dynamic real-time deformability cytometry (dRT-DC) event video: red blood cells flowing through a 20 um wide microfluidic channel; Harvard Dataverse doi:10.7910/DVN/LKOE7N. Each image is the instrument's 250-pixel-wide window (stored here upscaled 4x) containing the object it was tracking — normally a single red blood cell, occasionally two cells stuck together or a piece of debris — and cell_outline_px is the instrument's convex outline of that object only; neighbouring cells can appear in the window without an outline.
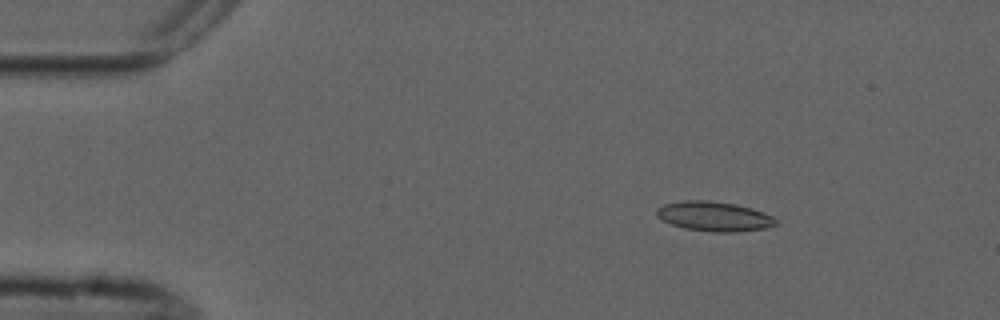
{"species": "common noctule bat (a hibernating species)", "species_latin": "Nyctalus noctula", "temperature_condition": "cold", "stored_images_in_passage": 5, "camera_frame_rate_fps": 3000, "um_per_image_px": 0.085, "animal": {"sex": "male", "forearm_length_mm": 52.5}, "frame": {"image": 1, "passage_image": 1, "time_ms": 0.0, "image_size_px": [1000, 320], "cell_outline_px": [[780, 224], [764, 228], [736, 232], [716, 232], [684, 228], [672, 224], [656, 216], [656, 208], [664, 204], [680, 200], [708, 200], [736, 204], [752, 208], [772, 216]], "centroid_in_image_um": [60.7, 18.38], "position_along_channel_um": 24.3, "area_um2": 20.63}}
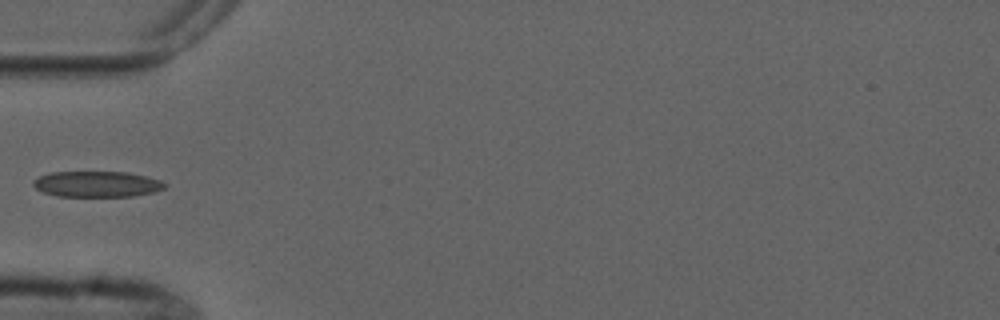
{"frame": {"image": 2, "passage_image": 4, "time_ms": 3.333, "image_size_px": [1000, 320], "cell_outline_px": [[168, 184], [164, 188], [152, 192], [132, 196], [56, 196], [44, 192], [36, 188], [32, 184], [32, 180], [40, 176], [52, 172], [128, 172], [160, 180]], "centroid_in_image_um": [8.22, 15.64], "position_along_channel_um": 76.8, "area_um2": 19.65}}
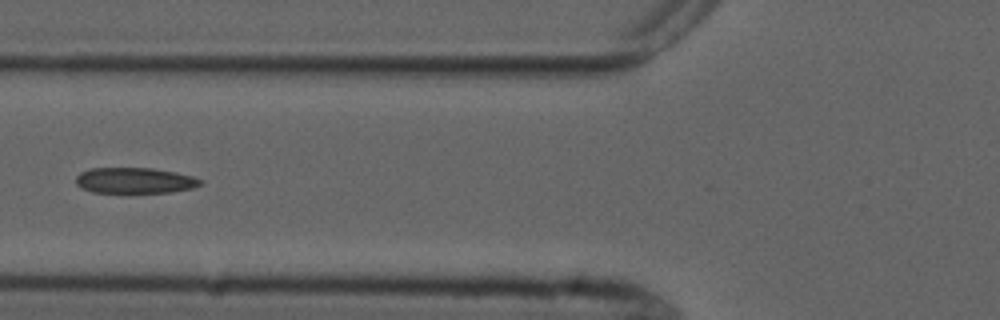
{"frame": {"image": 3, "passage_image": 5, "time_ms": 4.333, "image_size_px": [1000, 320], "cell_outline_px": [[204, 184], [192, 188], [172, 192], [92, 192], [80, 188], [76, 184], [76, 176], [80, 172], [92, 168], [152, 168], [176, 172], [192, 176], [204, 180]], "centroid_in_image_um": [11.47, 15.34], "position_along_channel_um": 114.3, "area_um2": 18.79}}